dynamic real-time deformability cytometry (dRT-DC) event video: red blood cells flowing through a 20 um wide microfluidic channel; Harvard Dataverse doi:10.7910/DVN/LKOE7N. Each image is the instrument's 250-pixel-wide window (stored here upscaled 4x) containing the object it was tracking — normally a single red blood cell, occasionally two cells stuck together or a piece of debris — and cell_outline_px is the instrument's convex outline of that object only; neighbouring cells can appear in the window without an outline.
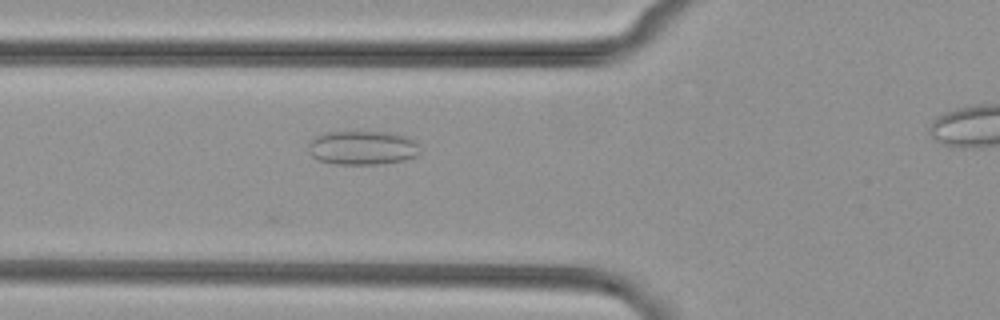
{"species": "common noctule bat (a hibernating species)", "species_latin": "Nyctalus noctula", "temperature_condition": "cold", "stored_images_in_passage": 31, "camera_frame_rate_fps": 3000, "um_per_image_px": 0.085, "animal": {"sex": "female", "body_mass_g": 29.2, "forearm_length_mm": 56.3}, "frame": {"image": 1, "passage_image": 4, "time_ms": 1.0, "image_size_px": [1000, 320], "cell_outline_px": [[420, 152], [416, 156], [404, 160], [376, 164], [332, 164], [320, 160], [312, 156], [308, 152], [308, 144], [316, 136], [328, 132], [388, 132], [404, 136], [412, 140], [416, 144]], "centroid_in_image_um": [30.77, 12.57], "position_along_channel_um": 95.0, "area_um2": 21.91}}
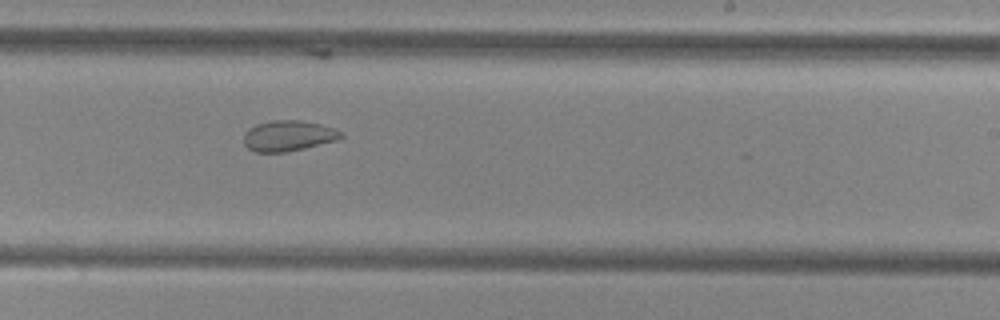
{"frame": {"image": 2, "passage_image": 17, "time_ms": 5.333, "image_size_px": [1000, 320], "cell_outline_px": [[344, 136], [336, 140], [304, 148], [284, 152], [256, 152], [248, 148], [244, 144], [244, 132], [248, 128], [256, 124], [272, 120], [300, 120], [320, 124], [344, 132]], "centroid_in_image_um": [24.49, 11.53], "position_along_channel_um": 264.5, "area_um2": 17.34}}
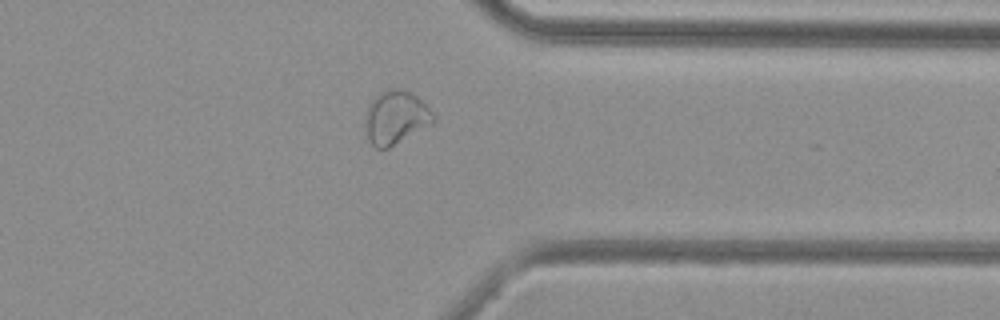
{"frame": {"image": 3, "passage_image": 26, "time_ms": 8.333, "image_size_px": [1000, 320], "cell_outline_px": [[436, 120], [388, 148], [376, 148], [368, 140], [364, 128], [364, 116], [368, 104], [380, 92], [388, 88], [404, 88], [416, 96], [436, 116]], "centroid_in_image_um": [33.58, 9.96], "position_along_channel_um": 377.8, "area_um2": 21.15}}